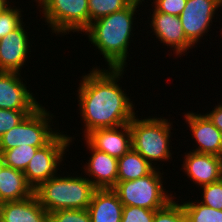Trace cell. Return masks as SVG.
<instances>
[{"instance_id": "cell-1", "label": "cell", "mask_w": 222, "mask_h": 222, "mask_svg": "<svg viewBox=\"0 0 222 222\" xmlns=\"http://www.w3.org/2000/svg\"><path fill=\"white\" fill-rule=\"evenodd\" d=\"M100 69L96 66L82 75L77 91L81 120L85 124L84 137L95 129L128 124L136 114L134 102L117 83L126 70Z\"/></svg>"}, {"instance_id": "cell-2", "label": "cell", "mask_w": 222, "mask_h": 222, "mask_svg": "<svg viewBox=\"0 0 222 222\" xmlns=\"http://www.w3.org/2000/svg\"><path fill=\"white\" fill-rule=\"evenodd\" d=\"M142 1L134 0L128 7L92 22L84 31L104 57L107 68L125 69L130 38L134 36V15Z\"/></svg>"}, {"instance_id": "cell-3", "label": "cell", "mask_w": 222, "mask_h": 222, "mask_svg": "<svg viewBox=\"0 0 222 222\" xmlns=\"http://www.w3.org/2000/svg\"><path fill=\"white\" fill-rule=\"evenodd\" d=\"M85 177L59 174L41 183L34 194L48 213L63 209H88L96 188Z\"/></svg>"}, {"instance_id": "cell-4", "label": "cell", "mask_w": 222, "mask_h": 222, "mask_svg": "<svg viewBox=\"0 0 222 222\" xmlns=\"http://www.w3.org/2000/svg\"><path fill=\"white\" fill-rule=\"evenodd\" d=\"M131 144L132 148L141 154L153 167L155 161H168L172 156L170 152L171 127L173 124L168 119L156 116L140 120L134 116L131 120ZM154 161V162H152ZM154 163V165H153Z\"/></svg>"}, {"instance_id": "cell-5", "label": "cell", "mask_w": 222, "mask_h": 222, "mask_svg": "<svg viewBox=\"0 0 222 222\" xmlns=\"http://www.w3.org/2000/svg\"><path fill=\"white\" fill-rule=\"evenodd\" d=\"M159 169L154 168L148 175L135 180L116 183L112 190L118 195L123 206L159 210L165 207L173 198L175 199L172 193L165 191L162 180L163 172L161 173Z\"/></svg>"}, {"instance_id": "cell-6", "label": "cell", "mask_w": 222, "mask_h": 222, "mask_svg": "<svg viewBox=\"0 0 222 222\" xmlns=\"http://www.w3.org/2000/svg\"><path fill=\"white\" fill-rule=\"evenodd\" d=\"M52 116L45 107L40 105L27 115L17 126L0 137V153L18 146H34L42 148L48 144L60 130H52ZM52 125H50L51 123ZM56 131V132H55ZM58 131V132H57Z\"/></svg>"}, {"instance_id": "cell-7", "label": "cell", "mask_w": 222, "mask_h": 222, "mask_svg": "<svg viewBox=\"0 0 222 222\" xmlns=\"http://www.w3.org/2000/svg\"><path fill=\"white\" fill-rule=\"evenodd\" d=\"M52 33L82 34L89 27L88 0H34ZM68 32V33H67Z\"/></svg>"}, {"instance_id": "cell-8", "label": "cell", "mask_w": 222, "mask_h": 222, "mask_svg": "<svg viewBox=\"0 0 222 222\" xmlns=\"http://www.w3.org/2000/svg\"><path fill=\"white\" fill-rule=\"evenodd\" d=\"M59 133L44 147L39 148L23 172L27 183L35 190L41 183L58 175L57 169L74 137ZM58 167V168H57Z\"/></svg>"}, {"instance_id": "cell-9", "label": "cell", "mask_w": 222, "mask_h": 222, "mask_svg": "<svg viewBox=\"0 0 222 222\" xmlns=\"http://www.w3.org/2000/svg\"><path fill=\"white\" fill-rule=\"evenodd\" d=\"M222 0H187L179 15L186 38L196 45L208 33Z\"/></svg>"}, {"instance_id": "cell-10", "label": "cell", "mask_w": 222, "mask_h": 222, "mask_svg": "<svg viewBox=\"0 0 222 222\" xmlns=\"http://www.w3.org/2000/svg\"><path fill=\"white\" fill-rule=\"evenodd\" d=\"M153 10L150 15L152 21H149L154 33L152 35H156L160 43L172 48L176 56L186 55L184 53L194 45L186 38L179 16Z\"/></svg>"}, {"instance_id": "cell-11", "label": "cell", "mask_w": 222, "mask_h": 222, "mask_svg": "<svg viewBox=\"0 0 222 222\" xmlns=\"http://www.w3.org/2000/svg\"><path fill=\"white\" fill-rule=\"evenodd\" d=\"M26 85L20 73L0 71V109L36 110L41 104Z\"/></svg>"}, {"instance_id": "cell-12", "label": "cell", "mask_w": 222, "mask_h": 222, "mask_svg": "<svg viewBox=\"0 0 222 222\" xmlns=\"http://www.w3.org/2000/svg\"><path fill=\"white\" fill-rule=\"evenodd\" d=\"M25 24L0 39V71L20 73L26 64L30 40Z\"/></svg>"}, {"instance_id": "cell-13", "label": "cell", "mask_w": 222, "mask_h": 222, "mask_svg": "<svg viewBox=\"0 0 222 222\" xmlns=\"http://www.w3.org/2000/svg\"><path fill=\"white\" fill-rule=\"evenodd\" d=\"M182 170L185 171L187 178H191L198 187L217 182L222 179V157L197 153L185 152Z\"/></svg>"}, {"instance_id": "cell-14", "label": "cell", "mask_w": 222, "mask_h": 222, "mask_svg": "<svg viewBox=\"0 0 222 222\" xmlns=\"http://www.w3.org/2000/svg\"><path fill=\"white\" fill-rule=\"evenodd\" d=\"M189 130L198 147L191 150L197 153L213 154L222 157V132L204 115L187 112L184 114Z\"/></svg>"}, {"instance_id": "cell-15", "label": "cell", "mask_w": 222, "mask_h": 222, "mask_svg": "<svg viewBox=\"0 0 222 222\" xmlns=\"http://www.w3.org/2000/svg\"><path fill=\"white\" fill-rule=\"evenodd\" d=\"M86 147L92 154L84 166V173L96 189H112L117 183L118 159L95 149L86 139Z\"/></svg>"}, {"instance_id": "cell-16", "label": "cell", "mask_w": 222, "mask_h": 222, "mask_svg": "<svg viewBox=\"0 0 222 222\" xmlns=\"http://www.w3.org/2000/svg\"><path fill=\"white\" fill-rule=\"evenodd\" d=\"M84 138L95 149L107 153L117 159L122 157L130 150V148H132L129 123L115 128L95 129L88 133Z\"/></svg>"}, {"instance_id": "cell-17", "label": "cell", "mask_w": 222, "mask_h": 222, "mask_svg": "<svg viewBox=\"0 0 222 222\" xmlns=\"http://www.w3.org/2000/svg\"><path fill=\"white\" fill-rule=\"evenodd\" d=\"M0 222H49V213L33 194L24 200L1 203Z\"/></svg>"}, {"instance_id": "cell-18", "label": "cell", "mask_w": 222, "mask_h": 222, "mask_svg": "<svg viewBox=\"0 0 222 222\" xmlns=\"http://www.w3.org/2000/svg\"><path fill=\"white\" fill-rule=\"evenodd\" d=\"M88 211L91 222H121L123 204L112 189H96Z\"/></svg>"}, {"instance_id": "cell-19", "label": "cell", "mask_w": 222, "mask_h": 222, "mask_svg": "<svg viewBox=\"0 0 222 222\" xmlns=\"http://www.w3.org/2000/svg\"><path fill=\"white\" fill-rule=\"evenodd\" d=\"M34 194L22 171L4 166L0 171V204L24 200Z\"/></svg>"}, {"instance_id": "cell-20", "label": "cell", "mask_w": 222, "mask_h": 222, "mask_svg": "<svg viewBox=\"0 0 222 222\" xmlns=\"http://www.w3.org/2000/svg\"><path fill=\"white\" fill-rule=\"evenodd\" d=\"M153 167L141 154L133 148L118 158L117 182L135 180L148 175Z\"/></svg>"}, {"instance_id": "cell-21", "label": "cell", "mask_w": 222, "mask_h": 222, "mask_svg": "<svg viewBox=\"0 0 222 222\" xmlns=\"http://www.w3.org/2000/svg\"><path fill=\"white\" fill-rule=\"evenodd\" d=\"M182 207L187 222H222V210H216L196 201H184Z\"/></svg>"}, {"instance_id": "cell-22", "label": "cell", "mask_w": 222, "mask_h": 222, "mask_svg": "<svg viewBox=\"0 0 222 222\" xmlns=\"http://www.w3.org/2000/svg\"><path fill=\"white\" fill-rule=\"evenodd\" d=\"M38 149L30 145H21L10 150H5L1 154L5 166L24 172Z\"/></svg>"}, {"instance_id": "cell-23", "label": "cell", "mask_w": 222, "mask_h": 222, "mask_svg": "<svg viewBox=\"0 0 222 222\" xmlns=\"http://www.w3.org/2000/svg\"><path fill=\"white\" fill-rule=\"evenodd\" d=\"M134 0H88L89 25L109 14L128 7Z\"/></svg>"}, {"instance_id": "cell-24", "label": "cell", "mask_w": 222, "mask_h": 222, "mask_svg": "<svg viewBox=\"0 0 222 222\" xmlns=\"http://www.w3.org/2000/svg\"><path fill=\"white\" fill-rule=\"evenodd\" d=\"M21 12L24 11L11 5L0 12V39L25 23L23 22V18H21Z\"/></svg>"}, {"instance_id": "cell-25", "label": "cell", "mask_w": 222, "mask_h": 222, "mask_svg": "<svg viewBox=\"0 0 222 222\" xmlns=\"http://www.w3.org/2000/svg\"><path fill=\"white\" fill-rule=\"evenodd\" d=\"M182 203L171 200L165 207L155 211L153 222H187Z\"/></svg>"}, {"instance_id": "cell-26", "label": "cell", "mask_w": 222, "mask_h": 222, "mask_svg": "<svg viewBox=\"0 0 222 222\" xmlns=\"http://www.w3.org/2000/svg\"><path fill=\"white\" fill-rule=\"evenodd\" d=\"M201 188L203 190V197L200 203L216 210H222V179L203 185Z\"/></svg>"}, {"instance_id": "cell-27", "label": "cell", "mask_w": 222, "mask_h": 222, "mask_svg": "<svg viewBox=\"0 0 222 222\" xmlns=\"http://www.w3.org/2000/svg\"><path fill=\"white\" fill-rule=\"evenodd\" d=\"M49 222H91L88 209H63L49 213Z\"/></svg>"}, {"instance_id": "cell-28", "label": "cell", "mask_w": 222, "mask_h": 222, "mask_svg": "<svg viewBox=\"0 0 222 222\" xmlns=\"http://www.w3.org/2000/svg\"><path fill=\"white\" fill-rule=\"evenodd\" d=\"M34 110L0 109V137L13 127L17 126L27 115Z\"/></svg>"}, {"instance_id": "cell-29", "label": "cell", "mask_w": 222, "mask_h": 222, "mask_svg": "<svg viewBox=\"0 0 222 222\" xmlns=\"http://www.w3.org/2000/svg\"><path fill=\"white\" fill-rule=\"evenodd\" d=\"M155 211L143 207L123 206L121 222H153Z\"/></svg>"}, {"instance_id": "cell-30", "label": "cell", "mask_w": 222, "mask_h": 222, "mask_svg": "<svg viewBox=\"0 0 222 222\" xmlns=\"http://www.w3.org/2000/svg\"><path fill=\"white\" fill-rule=\"evenodd\" d=\"M152 5L156 11L179 16L185 8L187 0H153Z\"/></svg>"}, {"instance_id": "cell-31", "label": "cell", "mask_w": 222, "mask_h": 222, "mask_svg": "<svg viewBox=\"0 0 222 222\" xmlns=\"http://www.w3.org/2000/svg\"><path fill=\"white\" fill-rule=\"evenodd\" d=\"M218 104L209 111L210 113L207 112L204 115L222 132V103Z\"/></svg>"}, {"instance_id": "cell-32", "label": "cell", "mask_w": 222, "mask_h": 222, "mask_svg": "<svg viewBox=\"0 0 222 222\" xmlns=\"http://www.w3.org/2000/svg\"><path fill=\"white\" fill-rule=\"evenodd\" d=\"M11 2H9L8 0H0V12L4 11L7 7L10 6Z\"/></svg>"}, {"instance_id": "cell-33", "label": "cell", "mask_w": 222, "mask_h": 222, "mask_svg": "<svg viewBox=\"0 0 222 222\" xmlns=\"http://www.w3.org/2000/svg\"><path fill=\"white\" fill-rule=\"evenodd\" d=\"M5 166L4 161H3V157L2 154L0 153V171L1 169Z\"/></svg>"}]
</instances>
